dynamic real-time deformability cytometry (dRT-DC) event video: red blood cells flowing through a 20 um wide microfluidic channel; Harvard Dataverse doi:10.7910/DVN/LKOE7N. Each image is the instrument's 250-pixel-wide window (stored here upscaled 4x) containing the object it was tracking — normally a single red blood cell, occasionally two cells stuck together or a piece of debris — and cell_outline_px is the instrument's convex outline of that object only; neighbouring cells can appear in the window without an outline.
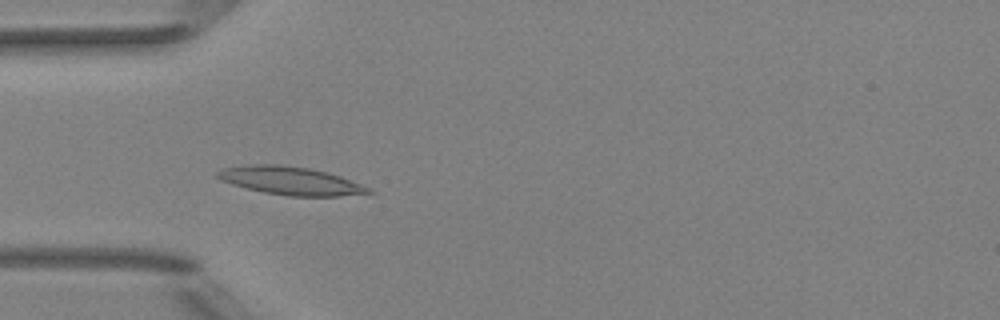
{"species": "Egyptian fruit bat (a non-hibernating species)", "species_latin": "Rousettus aegyptiacus", "temperature_condition": "room temperature", "stored_images_in_passage": 50, "camera_frame_rate_fps": 3000, "um_per_image_px": 0.085, "animal": {"sex": "female"}, "frame": {"image": 1, "passage_image": 15, "time_ms": 4.667, "image_size_px": [1000, 320], "cell_outline_px": [[376, 192], [340, 196], [288, 196], [264, 192], [232, 184], [220, 180], [216, 176], [216, 172], [224, 168], [252, 164], [276, 164], [308, 168], [328, 172], [340, 176], [372, 188]], "centroid_in_image_um": [24.73, 15.37], "position_along_channel_um": 60.3, "area_um2": 24.68}}
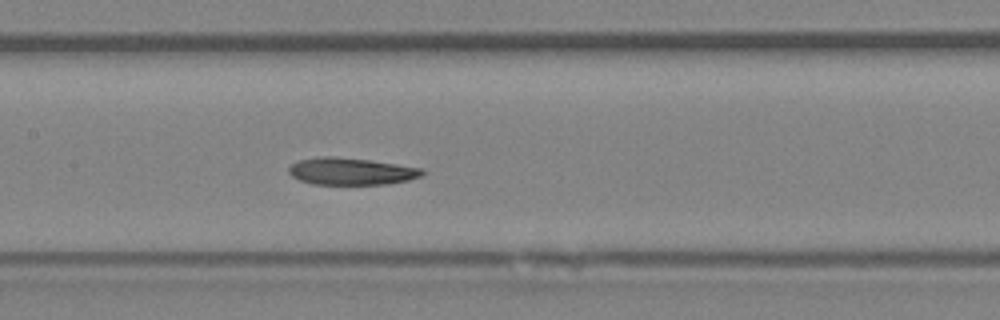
{"frame": {"image": 2, "passage_image": 24, "time_ms": 7.667, "image_size_px": [1000, 320], "cell_outline_px": [[424, 176], [408, 180], [388, 184], [312, 184], [300, 180], [292, 176], [288, 172], [288, 168], [292, 164], [300, 160], [320, 156], [332, 156], [372, 160], [424, 168]], "centroid_in_image_um": [29.89, 14.56], "position_along_channel_um": 177.5, "area_um2": 21.21}}
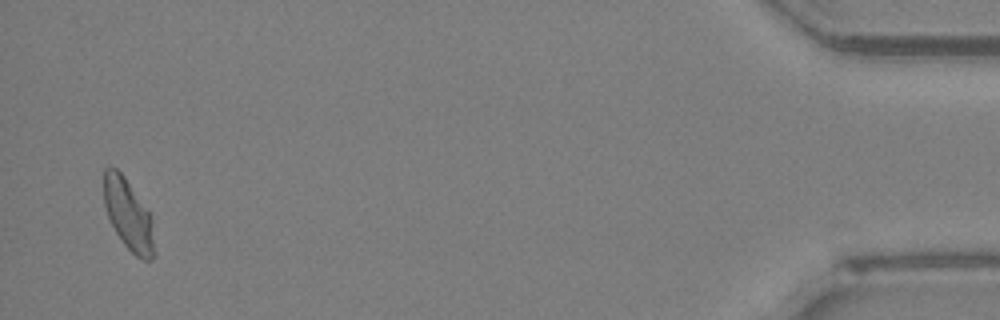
{"frame": {"image": 3, "passage_image": 49, "time_ms": 16.0, "image_size_px": [1000, 320], "cell_outline_px": [[152, 260], [144, 260], [136, 256], [124, 244], [116, 232], [108, 216], [104, 204], [104, 168], [116, 168], [124, 176], [148, 212], [152, 240]], "centroid_in_image_um": [10.84, 18.21], "position_along_channel_um": 424.4, "area_um2": 19.71}}